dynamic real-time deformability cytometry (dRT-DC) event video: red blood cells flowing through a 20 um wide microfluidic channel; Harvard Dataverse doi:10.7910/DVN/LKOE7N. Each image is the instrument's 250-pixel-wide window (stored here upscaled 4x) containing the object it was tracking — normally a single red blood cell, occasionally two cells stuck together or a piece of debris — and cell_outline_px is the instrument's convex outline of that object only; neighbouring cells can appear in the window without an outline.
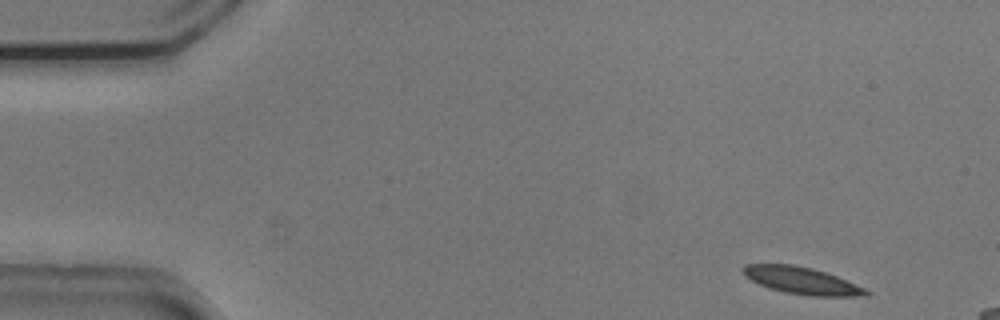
{"species": "common noctule bat (a hibernating species)", "species_latin": "Nyctalus noctula", "temperature_condition": "cold", "stored_images_in_passage": 10, "camera_frame_rate_fps": 3000, "um_per_image_px": 0.085, "animal": {"sex": "male", "body_mass_g": 20.5, "forearm_length_mm": 52.5}, "frame": {"image": 1, "passage_image": 1, "time_ms": 0.0, "image_size_px": [1000, 320], "cell_outline_px": [[872, 292], [868, 296], [808, 296], [784, 292], [768, 288], [744, 276], [744, 264], [792, 264], [812, 268], [836, 276], [856, 284]], "centroid_in_image_um": [68.17, 23.86], "position_along_channel_um": 16.8, "area_um2": 19.31}}